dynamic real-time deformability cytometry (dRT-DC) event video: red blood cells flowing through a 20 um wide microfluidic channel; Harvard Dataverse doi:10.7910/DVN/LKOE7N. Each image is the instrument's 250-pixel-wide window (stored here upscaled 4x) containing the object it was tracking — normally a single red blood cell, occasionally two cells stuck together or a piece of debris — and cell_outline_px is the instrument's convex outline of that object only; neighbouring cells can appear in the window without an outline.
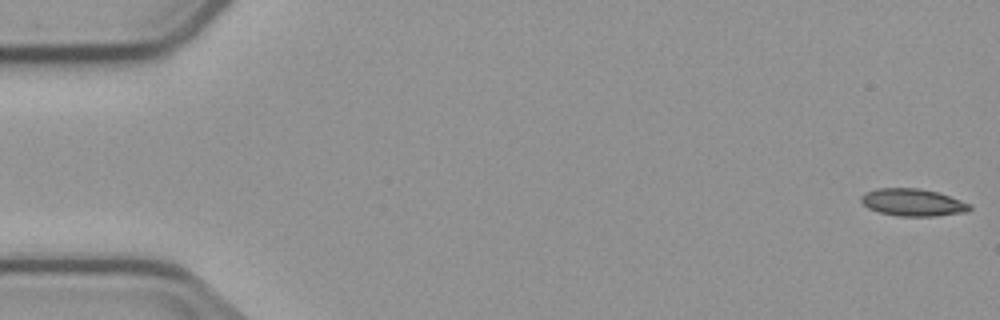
{"species": "common noctule bat (a hibernating species)", "species_latin": "Nyctalus noctula", "temperature_condition": "cold", "stored_images_in_passage": 5, "segment_of_instrument_passage": [2, 2], "camera_frame_rate_fps": 3000, "um_per_image_px": 0.085, "animal": {"sex": "male", "body_mass_g": 23.1, "forearm_length_mm": 52.7}, "frame": {"image": 1, "passage_image": 5, "time_ms": 6.667, "image_size_px": [1000, 320], "cell_outline_px": [[972, 208], [968, 212], [936, 216], [900, 216], [880, 212], [868, 208], [860, 200], [860, 196], [864, 192], [876, 188], [920, 188], [936, 192], [972, 204]], "centroid_in_image_um": [77.59, 17.2], "position_along_channel_um": 7.4, "area_um2": 17.34}}